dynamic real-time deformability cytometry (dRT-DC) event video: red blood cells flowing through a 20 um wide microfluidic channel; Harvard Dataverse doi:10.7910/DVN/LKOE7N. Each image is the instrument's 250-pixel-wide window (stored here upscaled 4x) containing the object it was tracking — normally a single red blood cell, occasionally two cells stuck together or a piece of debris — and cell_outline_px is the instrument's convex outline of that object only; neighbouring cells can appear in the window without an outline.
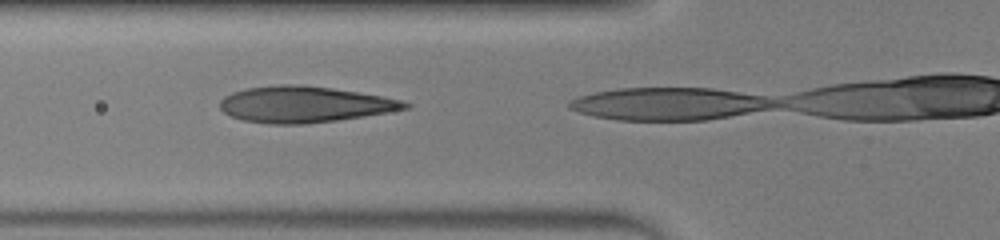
{"species": "human", "species_latin": "Homo sapiens", "temperature_condition": "warm", "stored_images_in_passage": 15, "camera_frame_rate_fps": 3000, "um_per_image_px": 0.085, "donor": {"sex": "male"}, "frame": {"image": 1, "passage_image": 14, "time_ms": 4.333, "image_size_px": [1000, 240], "cell_outline_px": [[412, 104], [408, 108], [388, 112], [364, 116], [336, 120], [304, 124], [268, 124], [244, 120], [232, 116], [224, 112], [220, 108], [220, 100], [224, 96], [232, 92], [244, 88], [280, 84], [292, 84], [332, 88], [384, 96], [400, 100]], "centroid_in_image_um": [25.85, 8.87], "position_along_channel_um": 99.9, "area_um2": 38.9}}